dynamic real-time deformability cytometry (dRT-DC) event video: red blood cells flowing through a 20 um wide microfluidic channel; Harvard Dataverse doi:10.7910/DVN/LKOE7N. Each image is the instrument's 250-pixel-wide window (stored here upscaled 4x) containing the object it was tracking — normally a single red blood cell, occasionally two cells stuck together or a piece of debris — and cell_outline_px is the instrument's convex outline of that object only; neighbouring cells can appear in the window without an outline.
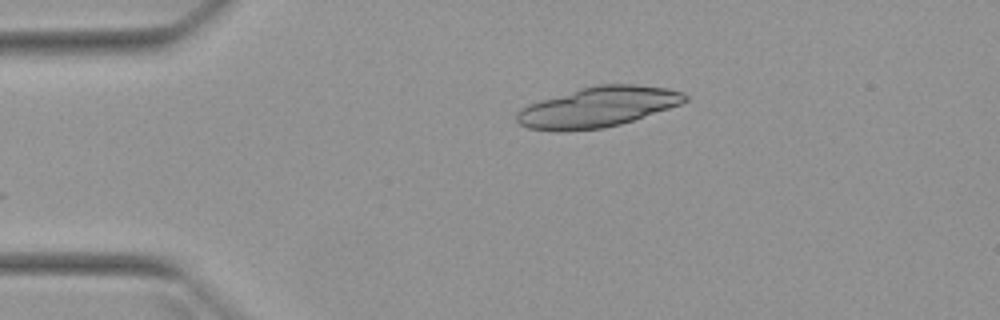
{"species": "Egyptian fruit bat (a non-hibernating species)", "species_latin": "Rousettus aegyptiacus", "temperature_condition": "warm", "stored_images_in_passage": 5, "camera_frame_rate_fps": 3000, "um_per_image_px": 0.085, "animal": {"sex": "female"}, "frame": {"image": 1, "passage_image": 5, "time_ms": 5.0, "image_size_px": [1000, 320], "cell_outline_px": [[688, 100], [680, 104], [620, 124], [604, 128], [564, 132], [556, 132], [528, 128], [520, 124], [516, 120], [516, 112], [520, 108], [528, 104], [540, 100], [580, 88], [600, 84], [636, 84], [668, 88], [684, 92], [688, 96]], "centroid_in_image_um": [50.79, 9.1], "position_along_channel_um": 34.2, "area_um2": 39.59}}